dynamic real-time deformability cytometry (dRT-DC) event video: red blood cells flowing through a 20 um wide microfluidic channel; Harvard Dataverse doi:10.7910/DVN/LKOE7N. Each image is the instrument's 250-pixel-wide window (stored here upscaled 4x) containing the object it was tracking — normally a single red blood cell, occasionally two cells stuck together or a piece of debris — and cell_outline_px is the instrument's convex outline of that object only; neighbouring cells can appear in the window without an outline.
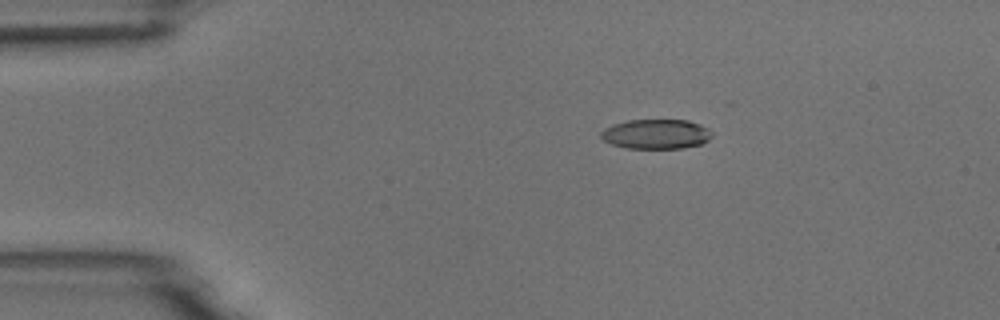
{"species": "common noctule bat (a hibernating species)", "species_latin": "Nyctalus noctula", "temperature_condition": "room temperature", "stored_images_in_passage": 6, "camera_frame_rate_fps": 3000, "um_per_image_px": 0.085, "animal": {"sex": "male", "body_mass_g": 18.8}, "frame": {"image": 1, "passage_image": 3, "time_ms": 2.667, "image_size_px": [1000, 320], "cell_outline_px": [[712, 136], [708, 140], [700, 144], [684, 148], [624, 148], [612, 144], [604, 140], [600, 136], [600, 132], [604, 128], [612, 124], [628, 120], [688, 120], [700, 124], [708, 128], [712, 132]], "centroid_in_image_um": [55.76, 11.39], "position_along_channel_um": 29.2, "area_um2": 19.31}}
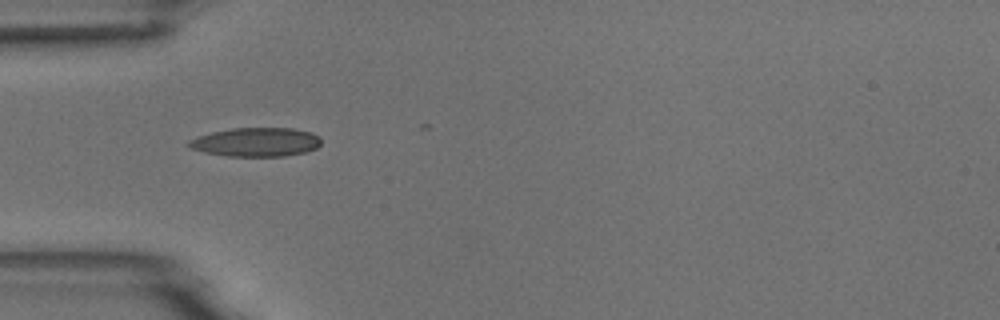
{"frame": {"image": 2, "passage_image": 5, "time_ms": 5.0, "image_size_px": [1000, 320], "cell_outline_px": [[320, 144], [316, 148], [304, 152], [284, 156], [228, 156], [204, 152], [188, 148], [184, 144], [188, 140], [212, 132], [232, 128], [292, 128], [312, 132], [320, 136]], "centroid_in_image_um": [21.74, 12.07], "position_along_channel_um": 63.3, "area_um2": 22.37}}